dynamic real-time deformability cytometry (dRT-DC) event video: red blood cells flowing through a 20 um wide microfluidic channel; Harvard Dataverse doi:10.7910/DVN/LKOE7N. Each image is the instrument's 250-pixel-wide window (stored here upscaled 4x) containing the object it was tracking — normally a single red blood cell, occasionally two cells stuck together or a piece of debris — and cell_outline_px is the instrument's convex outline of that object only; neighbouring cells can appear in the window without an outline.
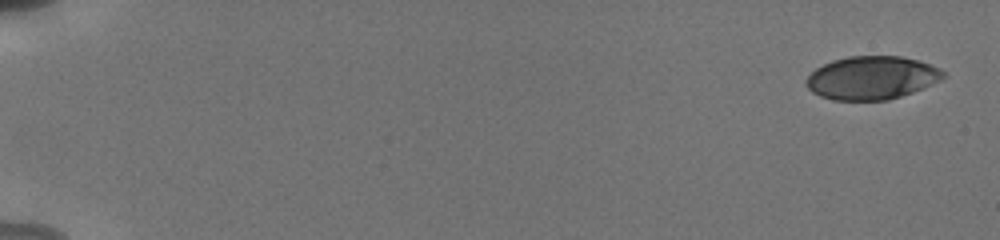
{"species": "human", "species_latin": "Homo sapiens", "temperature_condition": "cold", "stored_images_in_passage": 24, "camera_frame_rate_fps": 3000, "um_per_image_px": 0.085, "donor": {"sex": "male"}, "frame": {"image": 1, "passage_image": 1, "time_ms": 0.0, "image_size_px": [1000, 240], "cell_outline_px": [[948, 76], [940, 80], [912, 92], [888, 100], [832, 100], [820, 96], [812, 92], [804, 84], [804, 80], [816, 68], [832, 60], [848, 56], [900, 56], [916, 60], [940, 68]], "centroid_in_image_um": [74.07, 6.61], "position_along_channel_um": 10.9, "area_um2": 34.51}}
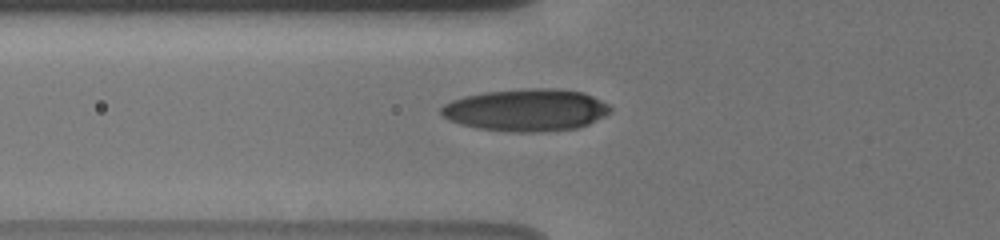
{"frame": {"image": 2, "passage_image": 16, "time_ms": 6.667, "image_size_px": [1000, 240], "cell_outline_px": [[612, 112], [588, 124], [576, 128], [544, 132], [516, 132], [476, 128], [460, 124], [448, 120], [440, 112], [440, 108], [444, 104], [452, 100], [464, 96], [484, 92], [532, 88], [560, 88], [584, 92], [608, 104], [612, 108]], "centroid_in_image_um": [44.74, 9.35], "position_along_channel_um": 81.1, "area_um2": 41.85}}
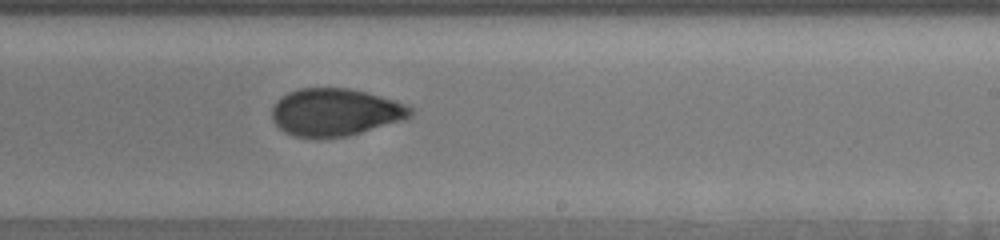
{"frame": {"image": 3, "passage_image": 24, "time_ms": 11.333, "image_size_px": [1000, 240], "cell_outline_px": [[416, 108], [412, 116], [400, 120], [348, 136], [324, 140], [292, 136], [284, 132], [272, 120], [272, 104], [276, 100], [288, 92], [300, 88], [348, 88], [368, 92], [396, 100], [408, 104]], "centroid_in_image_um": [28.49, 9.55], "position_along_channel_um": 260.5, "area_um2": 39.07}}